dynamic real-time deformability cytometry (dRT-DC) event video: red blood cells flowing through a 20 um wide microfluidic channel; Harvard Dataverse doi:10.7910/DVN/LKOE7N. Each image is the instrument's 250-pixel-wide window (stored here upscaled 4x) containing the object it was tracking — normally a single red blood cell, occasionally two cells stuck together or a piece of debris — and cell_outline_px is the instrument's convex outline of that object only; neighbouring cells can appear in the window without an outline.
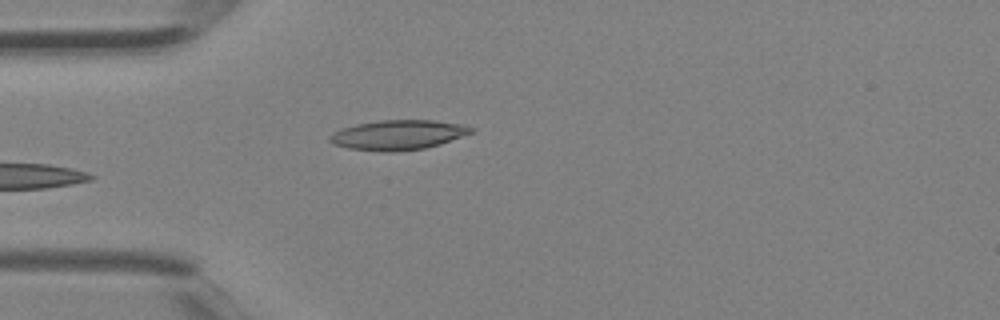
{"species": "Egyptian fruit bat (a non-hibernating species)", "species_latin": "Rousettus aegyptiacus", "temperature_condition": "room temperature", "stored_images_in_passage": 3, "camera_frame_rate_fps": 3000, "um_per_image_px": 0.085, "animal": {"sex": "female"}, "frame": {"image": 1, "passage_image": 3, "time_ms": 0.667, "image_size_px": [1000, 320], "cell_outline_px": [[476, 132], [440, 144], [424, 148], [396, 152], [380, 152], [348, 148], [332, 144], [328, 140], [328, 136], [332, 132], [356, 124], [380, 120], [432, 120], [464, 124], [476, 128]], "centroid_in_image_um": [33.87, 11.47], "position_along_channel_um": 51.1, "area_um2": 24.91}}